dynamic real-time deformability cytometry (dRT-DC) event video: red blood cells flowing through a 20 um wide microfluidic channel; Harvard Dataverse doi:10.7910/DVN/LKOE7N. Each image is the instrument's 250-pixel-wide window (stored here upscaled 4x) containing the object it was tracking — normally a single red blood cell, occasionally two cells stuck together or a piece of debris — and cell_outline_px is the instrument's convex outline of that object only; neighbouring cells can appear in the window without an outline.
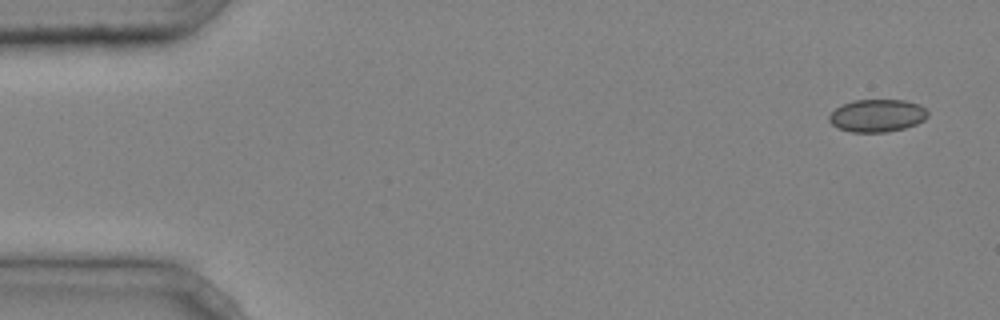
{"species": "common noctule bat (a hibernating species)", "species_latin": "Nyctalus noctula", "temperature_condition": "cold", "stored_images_in_passage": 4, "camera_frame_rate_fps": 3000, "um_per_image_px": 0.085, "animal": {"sex": "male", "body_mass_g": 20.4}, "frame": {"image": 1, "passage_image": 1, "time_ms": 0.0, "image_size_px": [1000, 320], "cell_outline_px": [[928, 116], [924, 120], [916, 124], [904, 128], [884, 132], [852, 132], [840, 128], [832, 124], [828, 120], [828, 116], [836, 108], [852, 100], [904, 100], [920, 104], [928, 112]], "centroid_in_image_um": [74.57, 9.82], "position_along_channel_um": 10.4, "area_um2": 18.67}}
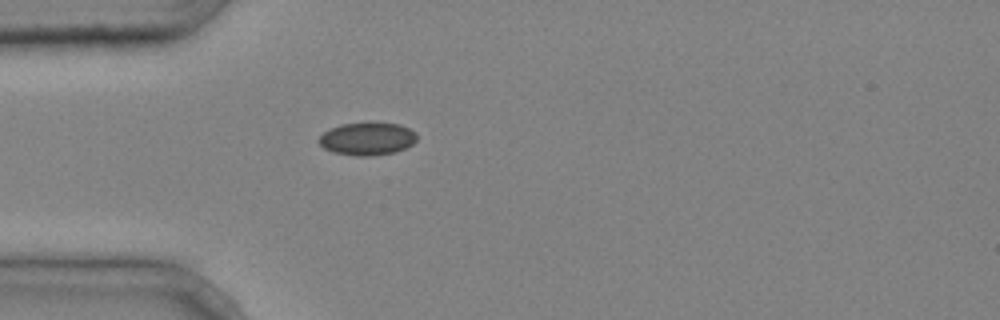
{"frame": {"image": 2, "passage_image": 4, "time_ms": 1.0, "image_size_px": [1000, 320], "cell_outline_px": [[416, 140], [412, 144], [404, 148], [392, 152], [368, 156], [356, 156], [332, 152], [324, 148], [316, 140], [324, 132], [340, 124], [400, 124], [416, 132]], "centroid_in_image_um": [31.18, 11.81], "position_along_channel_um": 53.8, "area_um2": 18.26}}